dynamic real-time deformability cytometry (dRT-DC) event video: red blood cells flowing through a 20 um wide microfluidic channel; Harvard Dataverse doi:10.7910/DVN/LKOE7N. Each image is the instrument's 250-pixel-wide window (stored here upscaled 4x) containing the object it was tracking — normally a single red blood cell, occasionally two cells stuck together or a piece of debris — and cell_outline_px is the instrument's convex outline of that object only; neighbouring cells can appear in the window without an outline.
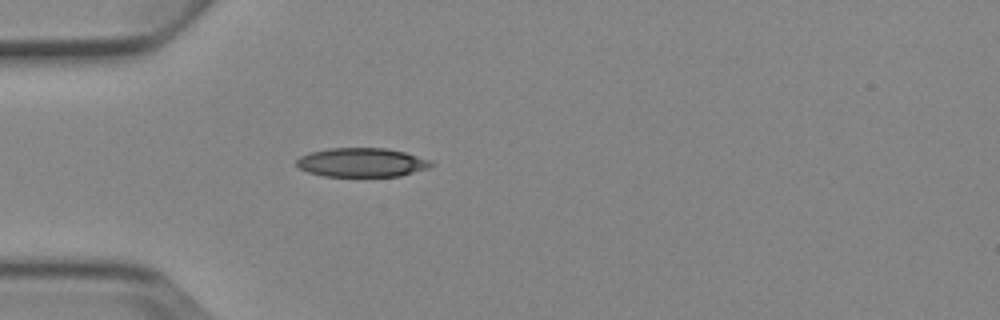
{"species": "Egyptian fruit bat (a non-hibernating species)", "species_latin": "Rousettus aegyptiacus", "temperature_condition": "cold", "stored_images_in_passage": 1, "camera_frame_rate_fps": 3000, "um_per_image_px": 0.085, "animal": {"sex": "female"}, "frame": {"image": 1, "passage_image": 1, "time_ms": 0.0, "image_size_px": [1000, 320], "cell_outline_px": [[436, 164], [428, 168], [400, 176], [324, 176], [308, 172], [300, 168], [296, 164], [296, 160], [300, 156], [308, 152], [328, 148], [388, 148], [404, 152], [428, 160]], "centroid_in_image_um": [30.72, 13.8], "position_along_channel_um": 54.3, "area_um2": 22.72}}